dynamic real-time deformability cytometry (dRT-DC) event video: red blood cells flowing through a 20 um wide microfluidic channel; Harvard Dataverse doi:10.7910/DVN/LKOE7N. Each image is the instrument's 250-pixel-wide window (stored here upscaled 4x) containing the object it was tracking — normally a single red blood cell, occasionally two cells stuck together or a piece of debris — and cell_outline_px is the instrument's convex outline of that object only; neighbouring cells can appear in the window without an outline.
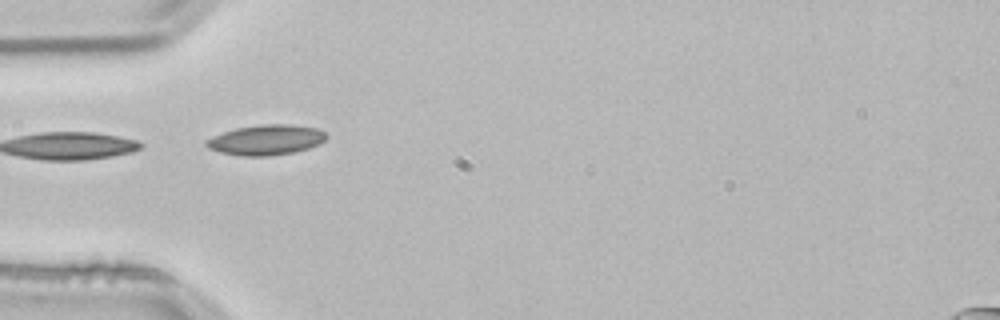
{"species": "common noctule bat (a hibernating species)", "species_latin": "Nyctalus noctula", "temperature_condition": "room temperature", "stored_images_in_passage": 5, "camera_frame_rate_fps": 3000, "um_per_image_px": 0.085, "animal": {"sex": "male", "body_mass_g": 21.5, "forearm_length_mm": 52.0}, "frame": {"image": 1, "passage_image": 1, "time_ms": 0.0, "image_size_px": [1000, 320], "cell_outline_px": [[328, 136], [324, 140], [308, 148], [292, 152], [272, 156], [240, 156], [220, 152], [208, 148], [204, 144], [204, 140], [212, 136], [236, 128], [260, 124], [292, 124], [316, 128], [324, 132]], "centroid_in_image_um": [22.57, 11.89], "position_along_channel_um": 62.4, "area_um2": 21.15}}